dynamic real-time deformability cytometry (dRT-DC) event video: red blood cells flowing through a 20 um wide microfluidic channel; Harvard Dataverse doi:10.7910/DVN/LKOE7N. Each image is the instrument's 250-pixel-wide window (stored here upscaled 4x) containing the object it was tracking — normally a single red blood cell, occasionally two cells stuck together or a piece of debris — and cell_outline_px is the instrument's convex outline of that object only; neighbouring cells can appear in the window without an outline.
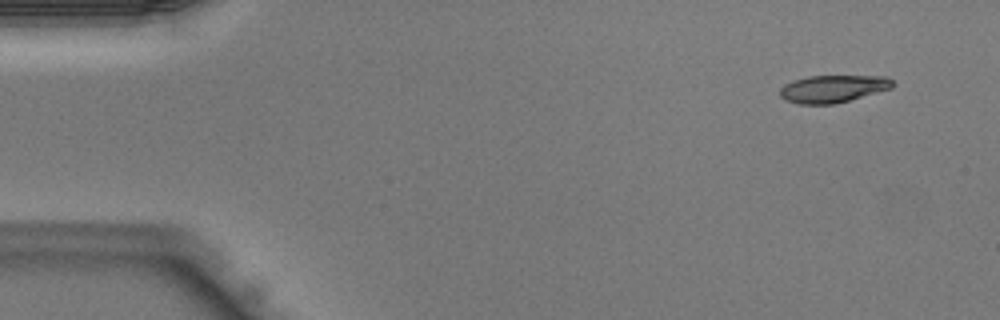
{"species": "Egyptian fruit bat (a non-hibernating species)", "species_latin": "Rousettus aegyptiacus", "temperature_condition": "warm", "stored_images_in_passage": 40, "camera_frame_rate_fps": 3000, "um_per_image_px": 0.085, "animal": {"sex": "male"}, "frame": {"image": 1, "passage_image": 1, "time_ms": 0.0, "image_size_px": [1000, 320], "cell_outline_px": [[896, 84], [892, 88], [836, 104], [800, 104], [784, 100], [780, 96], [780, 88], [784, 84], [792, 80], [808, 76], [884, 76], [892, 80]], "centroid_in_image_um": [70.78, 7.54], "position_along_channel_um": 14.2, "area_um2": 18.15}}
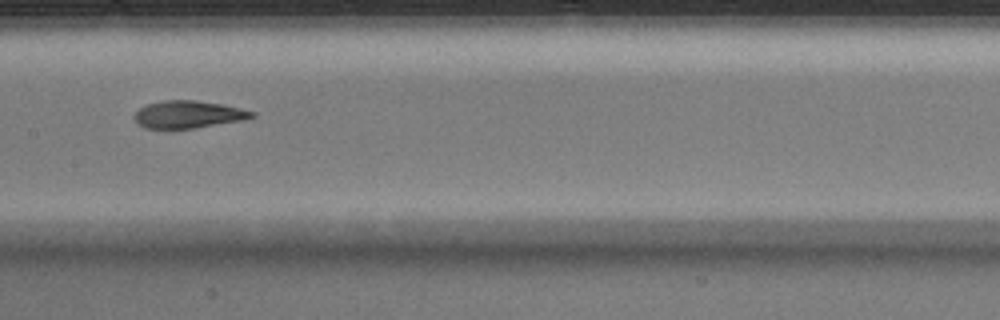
{"frame": {"image": 2, "passage_image": 19, "time_ms": 6.0, "image_size_px": [1000, 320], "cell_outline_px": [[256, 116], [240, 120], [192, 128], [144, 128], [136, 120], [136, 112], [140, 108], [148, 104], [164, 100], [196, 100], [220, 104], [240, 108], [256, 112]], "centroid_in_image_um": [16.02, 9.71], "position_along_channel_um": 191.4, "area_um2": 18.26}}
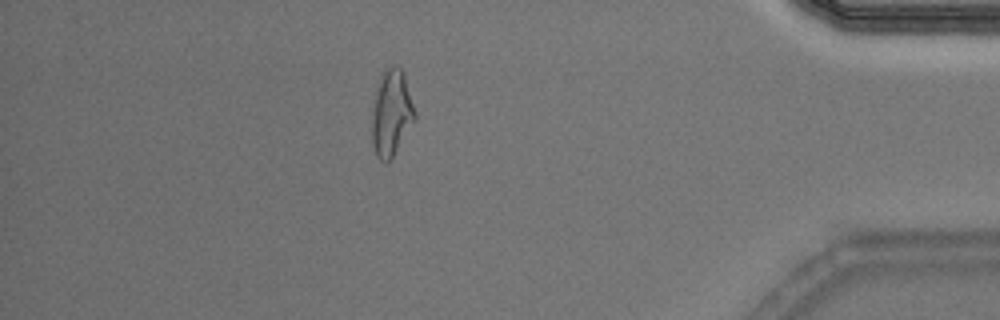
{"frame": {"image": 3, "passage_image": 35, "time_ms": 11.333, "image_size_px": [1000, 320], "cell_outline_px": [[416, 120], [392, 156], [388, 160], [380, 160], [376, 156], [372, 144], [372, 108], [380, 80], [384, 72], [392, 64], [396, 64], [404, 72], [416, 112]], "centroid_in_image_um": [33.29, 9.59], "position_along_channel_um": 401.9, "area_um2": 21.33}}